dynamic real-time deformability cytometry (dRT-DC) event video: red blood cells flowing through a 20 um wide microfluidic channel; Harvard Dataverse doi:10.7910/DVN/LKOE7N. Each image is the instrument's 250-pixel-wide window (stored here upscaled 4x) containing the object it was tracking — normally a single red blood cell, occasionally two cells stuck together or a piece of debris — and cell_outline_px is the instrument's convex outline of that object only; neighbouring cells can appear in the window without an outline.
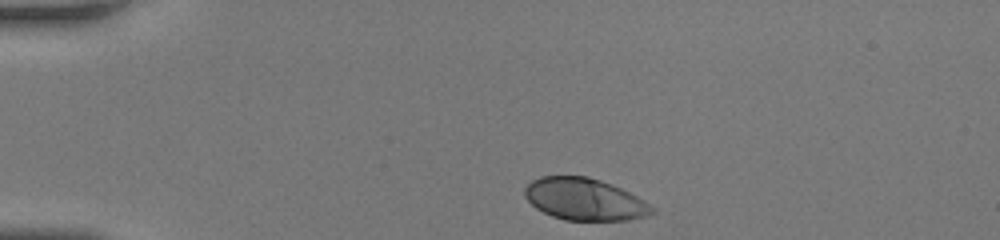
{"species": "human", "species_latin": "Homo sapiens", "temperature_condition": "room temperature", "stored_images_in_passage": 33, "camera_frame_rate_fps": 3000, "um_per_image_px": 0.085, "donor": {"sex": "female"}, "frame": {"image": 1, "passage_image": 1, "time_ms": 0.0, "image_size_px": [1000, 240], "cell_outline_px": [[656, 212], [644, 216], [628, 220], [564, 220], [552, 216], [536, 208], [524, 196], [524, 188], [532, 180], [540, 176], [588, 176], [612, 184], [636, 196], [656, 208]], "centroid_in_image_um": [49.68, 16.93], "position_along_channel_um": 35.3, "area_um2": 31.1}}
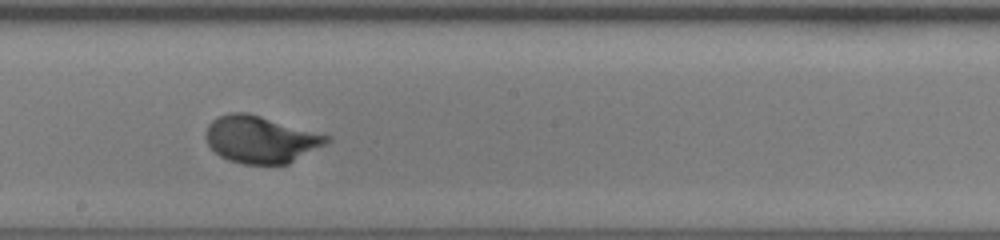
{"frame": {"image": 2, "passage_image": 19, "time_ms": 6.0, "image_size_px": [1000, 240], "cell_outline_px": [[332, 140], [328, 144], [288, 164], [244, 164], [228, 160], [220, 156], [208, 144], [204, 136], [208, 124], [216, 116], [228, 112], [244, 112], [260, 116], [332, 136]], "centroid_in_image_um": [22.18, 11.85], "position_along_channel_um": 226.0, "area_um2": 33.41}}
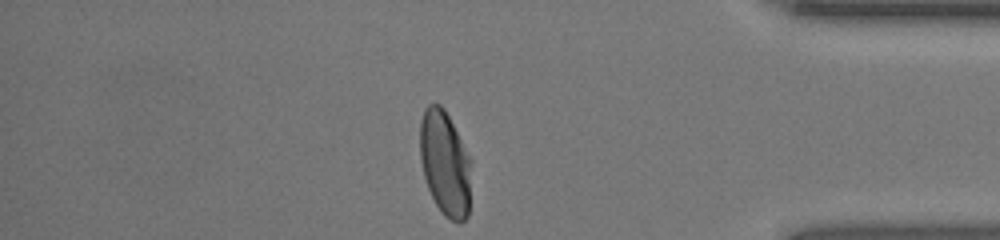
{"frame": {"image": 3, "passage_image": 33, "time_ms": 10.667, "image_size_px": [1000, 240], "cell_outline_px": [[472, 160], [468, 216], [460, 224], [444, 216], [436, 204], [428, 188], [424, 176], [420, 160], [420, 120], [424, 108], [428, 104], [440, 104], [444, 108]], "centroid_in_image_um": [37.83, 13.88], "position_along_channel_um": 397.4, "area_um2": 31.62}, "authors_computed_cell_mechanics": {"area_um2": 32.5992, "velocity_mm_per_s": 4.2041, "shape_relaxation_time_tau1_ms": 2.6373, "shape_relaxation_time_tau2_ms": null, "deformation_change_tau1": 0.1769, "deformation_change_tau2": null}}